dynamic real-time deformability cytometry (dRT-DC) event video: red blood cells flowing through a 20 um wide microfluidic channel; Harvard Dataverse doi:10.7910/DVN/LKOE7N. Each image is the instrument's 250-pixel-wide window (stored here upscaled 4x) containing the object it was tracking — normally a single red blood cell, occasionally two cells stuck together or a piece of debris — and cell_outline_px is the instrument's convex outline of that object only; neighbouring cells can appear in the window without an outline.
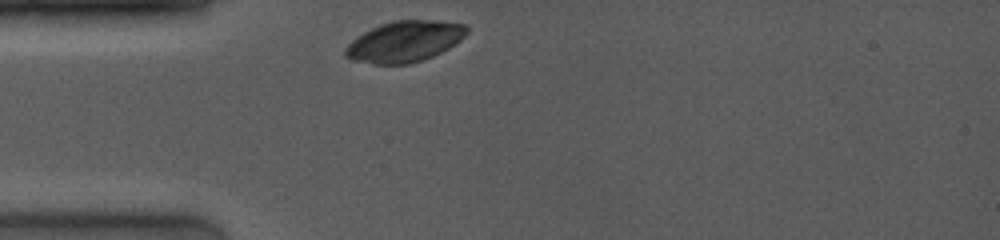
{"species": "common noctule bat (a hibernating species)", "species_latin": "Nyctalus noctula", "temperature_condition": "room temperature", "stored_images_in_passage": 6, "camera_frame_rate_fps": 4000, "um_per_image_px": 0.085, "animal": {"sex": "female", "body_mass_g": 19.0, "forearm_length_mm": 53.3}, "frame": {"image": 1, "passage_image": 1, "time_ms": 0.0, "image_size_px": [1000, 240], "cell_outline_px": [[468, 32], [460, 40], [448, 48], [432, 56], [408, 64], [376, 64], [352, 60], [344, 56], [344, 48], [352, 40], [364, 32], [380, 24], [392, 20], [432, 20], [468, 24]], "centroid_in_image_um": [34.38, 3.51], "position_along_channel_um": 50.6, "area_um2": 28.9}}